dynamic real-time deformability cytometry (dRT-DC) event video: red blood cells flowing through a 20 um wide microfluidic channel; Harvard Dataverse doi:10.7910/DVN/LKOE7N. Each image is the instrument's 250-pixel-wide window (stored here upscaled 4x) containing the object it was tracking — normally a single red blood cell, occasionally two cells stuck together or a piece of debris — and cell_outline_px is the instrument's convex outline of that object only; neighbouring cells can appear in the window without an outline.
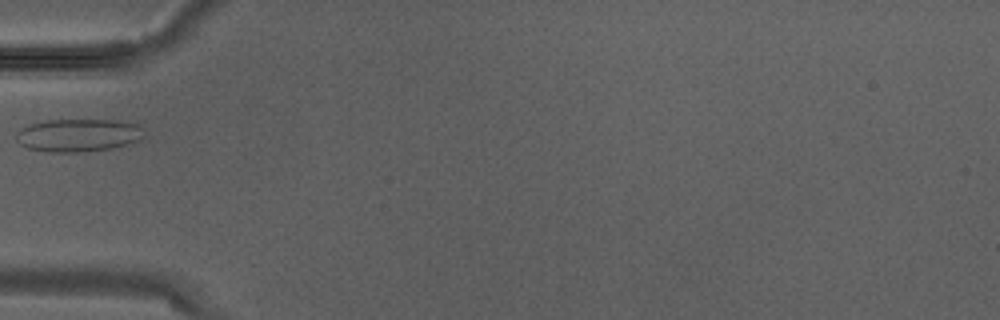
{"species": "Egyptian fruit bat (a non-hibernating species)", "species_latin": "Rousettus aegyptiacus", "temperature_condition": "warm", "stored_images_in_passage": 2, "camera_frame_rate_fps": 3000, "um_per_image_px": 0.085, "animal": {"sex": "male"}, "frame": {"image": 1, "passage_image": 2, "time_ms": 0.333, "image_size_px": [1000, 320], "cell_outline_px": [[144, 136], [140, 140], [112, 148], [76, 152], [44, 152], [28, 148], [20, 144], [16, 140], [16, 132], [20, 128], [28, 124], [48, 120], [112, 120], [140, 124]], "centroid_in_image_um": [6.62, 11.49], "position_along_channel_um": 78.4, "area_um2": 24.57}}